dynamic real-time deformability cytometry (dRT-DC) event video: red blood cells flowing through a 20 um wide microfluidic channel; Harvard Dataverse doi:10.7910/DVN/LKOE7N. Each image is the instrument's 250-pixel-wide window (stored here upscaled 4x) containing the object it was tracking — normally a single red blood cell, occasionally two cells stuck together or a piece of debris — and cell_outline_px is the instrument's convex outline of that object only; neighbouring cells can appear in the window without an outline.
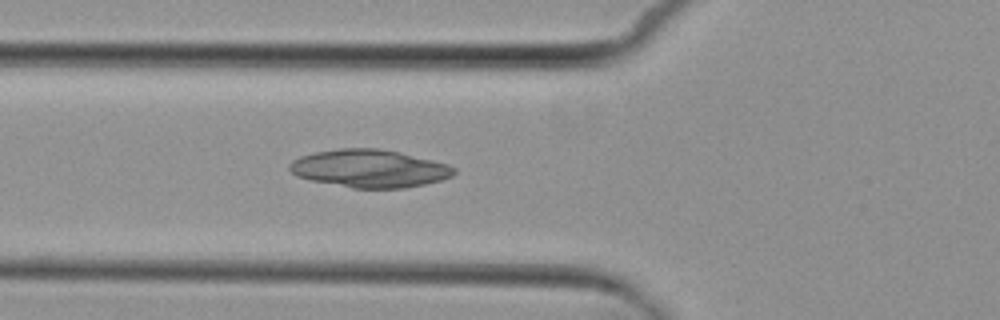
{"species": "common noctule bat (a hibernating species)", "species_latin": "Nyctalus noctula", "temperature_condition": "cold", "stored_images_in_passage": 6, "camera_frame_rate_fps": 3000, "um_per_image_px": 0.085, "animal": {"sex": "female", "body_mass_g": 29.2, "forearm_length_mm": 56.3}, "frame": {"image": 1, "passage_image": 6, "time_ms": 6.667, "image_size_px": [1000, 320], "cell_outline_px": [[456, 172], [452, 176], [440, 180], [424, 184], [404, 188], [352, 188], [312, 180], [296, 176], [288, 168], [288, 164], [292, 160], [300, 156], [316, 152], [340, 148], [376, 148], [400, 152], [448, 164], [456, 168]], "centroid_in_image_um": [31.4, 14.32], "position_along_channel_um": 94.4, "area_um2": 36.18}}